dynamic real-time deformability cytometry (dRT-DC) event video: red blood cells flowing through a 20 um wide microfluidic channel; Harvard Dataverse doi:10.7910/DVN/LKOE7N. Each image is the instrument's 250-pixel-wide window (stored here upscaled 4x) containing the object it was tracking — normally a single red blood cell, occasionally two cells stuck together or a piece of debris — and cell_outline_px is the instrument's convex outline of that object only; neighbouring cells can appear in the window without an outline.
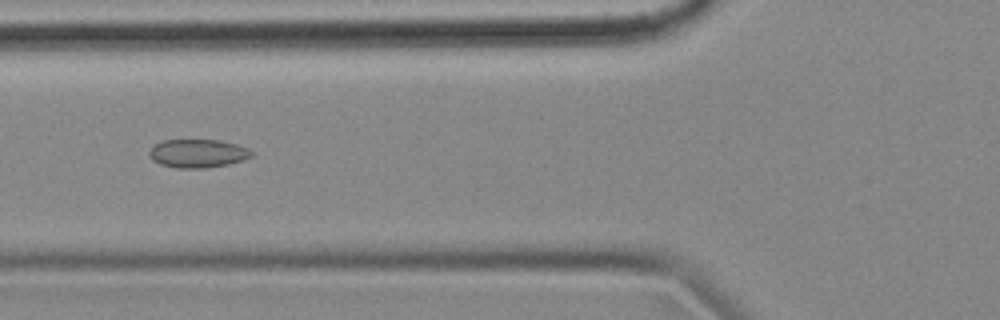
{"species": "common noctule bat (a hibernating species)", "species_latin": "Nyctalus noctula", "temperature_condition": "cold", "stored_images_in_passage": 56, "camera_frame_rate_fps": 3000, "um_per_image_px": 0.085, "animal": {"sex": "female", "body_mass_g": 18.4}, "frame": {"image": 1, "passage_image": 21, "time_ms": 6.667, "image_size_px": [1000, 320], "cell_outline_px": [[256, 152], [252, 156], [244, 160], [228, 164], [204, 168], [176, 168], [160, 164], [152, 160], [148, 152], [156, 144], [164, 140], [220, 140], [236, 144], [248, 148]], "centroid_in_image_um": [16.85, 13.04], "position_along_channel_um": 108.9, "area_um2": 16.99}}
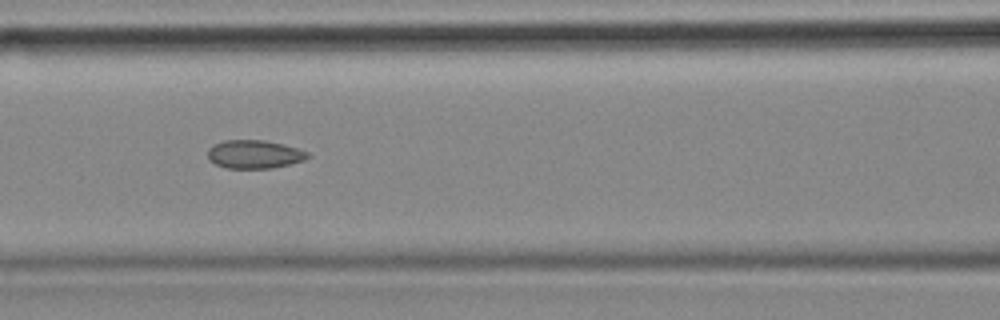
{"frame": {"image": 2, "passage_image": 24, "time_ms": 7.667, "image_size_px": [1000, 320], "cell_outline_px": [[312, 156], [304, 160], [272, 168], [228, 168], [216, 164], [208, 160], [208, 148], [212, 144], [224, 140], [264, 140], [284, 144], [308, 152]], "centroid_in_image_um": [21.6, 13.1], "position_along_channel_um": 145.0, "area_um2": 16.59}}
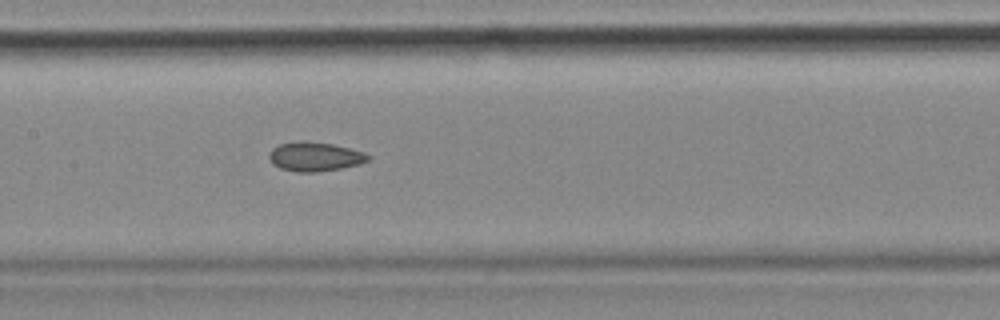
{"frame": {"image": 3, "passage_image": 27, "time_ms": 8.667, "image_size_px": [1000, 320], "cell_outline_px": [[372, 156], [368, 160], [360, 164], [340, 168], [312, 172], [296, 172], [280, 168], [272, 164], [268, 156], [272, 148], [280, 144], [300, 140], [332, 144], [364, 152]], "centroid_in_image_um": [26.74, 13.31], "position_along_channel_um": 180.7, "area_um2": 16.76}, "authors_computed_cell_mechanics": {"area_um2": 17.0221, "velocity_mm_per_s": 3.583, "shape_relaxation_time_tau1_ms": null, "shape_relaxation_time_tau2_ms": 4.508, "deformation_change_tau1": null, "deformation_change_tau2": 0.0983}}